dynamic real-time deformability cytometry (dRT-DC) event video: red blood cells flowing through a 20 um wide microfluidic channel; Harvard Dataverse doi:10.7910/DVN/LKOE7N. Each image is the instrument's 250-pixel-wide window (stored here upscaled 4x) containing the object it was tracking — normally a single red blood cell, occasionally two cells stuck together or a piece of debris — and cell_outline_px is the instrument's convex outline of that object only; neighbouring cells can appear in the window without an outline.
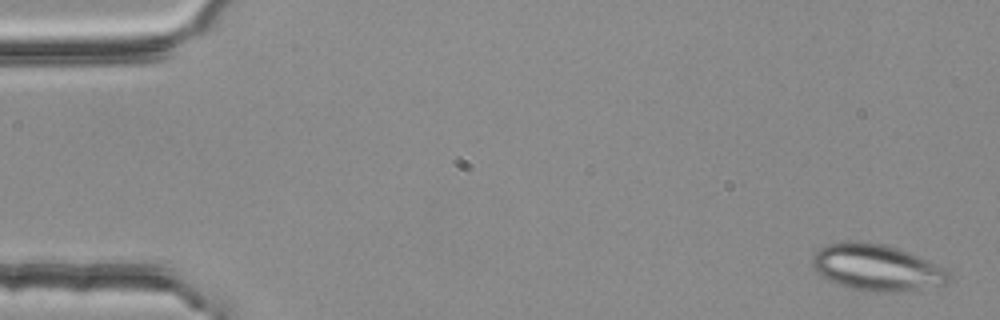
{"species": "common noctule bat (a hibernating species)", "species_latin": "Nyctalus noctula", "temperature_condition": "room temperature", "stored_images_in_passage": 4, "camera_frame_rate_fps": 3000, "um_per_image_px": 0.085, "animal": {"sex": "female", "body_mass_g": 25.1}, "frame": {"image": 1, "passage_image": 1, "time_ms": 0.0, "image_size_px": [1000, 320], "cell_outline_px": [[952, 280], [944, 284], [904, 292], [868, 292], [848, 288], [836, 284], [828, 280], [816, 272], [812, 264], [812, 256], [820, 248], [828, 244], [848, 240], [860, 240], [884, 244], [908, 252], [948, 268]], "centroid_in_image_um": [74.53, 22.75], "position_along_channel_um": 10.5, "area_um2": 37.57}}